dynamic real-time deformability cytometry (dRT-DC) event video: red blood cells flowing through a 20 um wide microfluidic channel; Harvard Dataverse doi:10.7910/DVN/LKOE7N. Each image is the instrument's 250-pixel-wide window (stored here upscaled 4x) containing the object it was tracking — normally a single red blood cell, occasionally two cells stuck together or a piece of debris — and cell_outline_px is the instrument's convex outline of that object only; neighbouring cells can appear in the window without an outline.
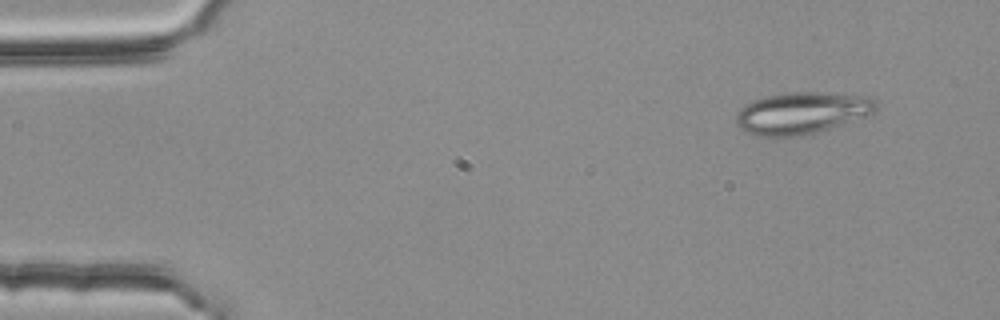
{"species": "common noctule bat (a hibernating species)", "species_latin": "Nyctalus noctula", "temperature_condition": "room temperature", "stored_images_in_passage": 5, "camera_frame_rate_fps": 3000, "um_per_image_px": 0.085, "animal": {"sex": "female", "body_mass_g": 25.1}, "frame": {"image": 1, "passage_image": 5, "time_ms": 1.333, "image_size_px": [1000, 320], "cell_outline_px": [[876, 108], [872, 112], [828, 128], [816, 132], [800, 136], [776, 140], [756, 136], [740, 128], [736, 124], [736, 116], [740, 108], [764, 96], [788, 92], [820, 92], [876, 96]], "centroid_in_image_um": [68.1, 9.62], "position_along_channel_um": 16.9, "area_um2": 34.33}}